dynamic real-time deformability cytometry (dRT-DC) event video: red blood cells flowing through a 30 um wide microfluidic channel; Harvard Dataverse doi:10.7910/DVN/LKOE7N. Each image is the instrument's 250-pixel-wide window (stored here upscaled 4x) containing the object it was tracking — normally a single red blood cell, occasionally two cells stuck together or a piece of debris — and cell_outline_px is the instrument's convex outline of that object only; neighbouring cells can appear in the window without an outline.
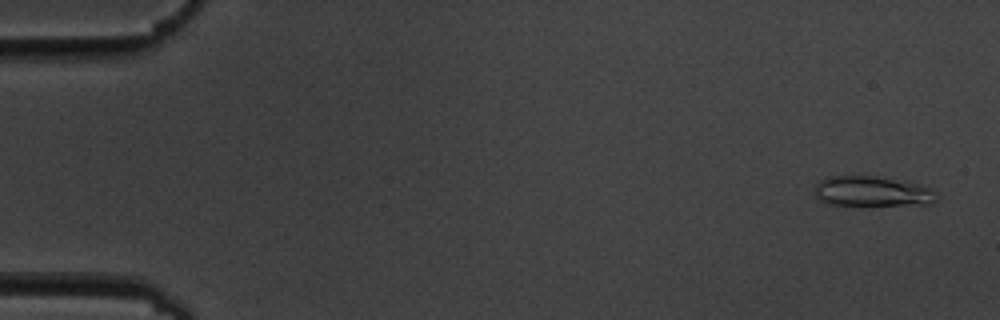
{"species": "common noctule bat (a hibernating species)", "species_latin": "Nyctalus noctula", "temperature_condition": "cold", "stored_images_in_passage": 5, "camera_frame_rate_fps": 3000, "um_per_image_px": 0.085, "animal": {"sex": "male", "body_mass_g": 19.5, "forearm_length_mm": 54.6}, "frame": {"image": 1, "passage_image": 1, "time_ms": 0.0, "image_size_px": [1000, 320], "cell_outline_px": [[936, 200], [932, 204], [864, 208], [828, 204], [820, 200], [812, 192], [816, 184], [820, 180], [828, 176], [876, 176], [920, 184], [932, 188], [936, 196]], "centroid_in_image_um": [74.12, 16.33], "position_along_channel_um": 10.9, "area_um2": 22.72}}